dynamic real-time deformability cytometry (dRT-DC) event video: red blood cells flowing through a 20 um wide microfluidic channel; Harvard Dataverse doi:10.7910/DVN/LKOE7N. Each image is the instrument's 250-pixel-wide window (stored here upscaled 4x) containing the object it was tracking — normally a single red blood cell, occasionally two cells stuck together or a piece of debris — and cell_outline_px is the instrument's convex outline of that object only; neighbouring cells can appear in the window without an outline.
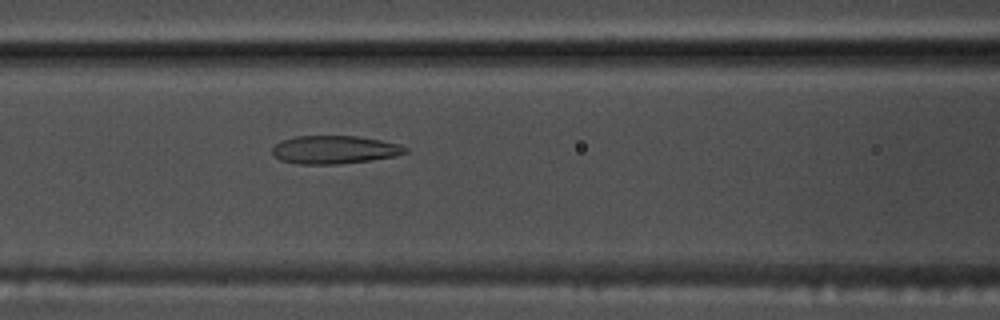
{"species": "common noctule bat (a hibernating species)", "species_latin": "Nyctalus noctula", "temperature_condition": "warm", "stored_images_in_passage": 53, "camera_frame_rate_fps": 3000, "um_per_image_px": 0.085, "animal": {"sex": "male", "body_mass_g": 17.5, "forearm_length_mm": 52.3}, "frame": {"image": 1, "passage_image": 23, "time_ms": 7.333, "image_size_px": [1000, 320], "cell_outline_px": [[408, 152], [396, 156], [372, 160], [336, 164], [296, 164], [280, 160], [272, 152], [272, 148], [280, 140], [296, 136], [356, 136], [380, 140], [400, 144], [408, 148]], "centroid_in_image_um": [28.44, 12.72], "position_along_channel_um": 138.2, "area_um2": 21.91}}
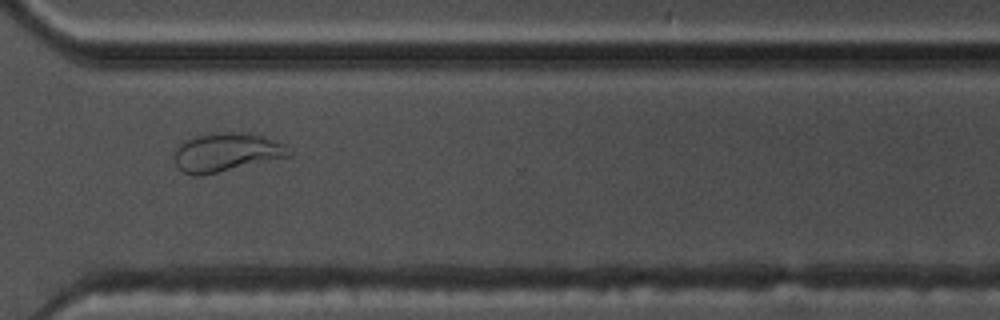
{"frame": {"image": 2, "passage_image": 40, "time_ms": 13.0, "image_size_px": [1000, 320], "cell_outline_px": [[292, 156], [200, 176], [196, 176], [184, 172], [176, 164], [172, 156], [176, 148], [184, 140], [196, 136], [216, 132], [244, 132], [264, 136], [284, 144], [292, 152]], "centroid_in_image_um": [19.24, 12.94], "position_along_channel_um": 351.4, "area_um2": 25.95}}
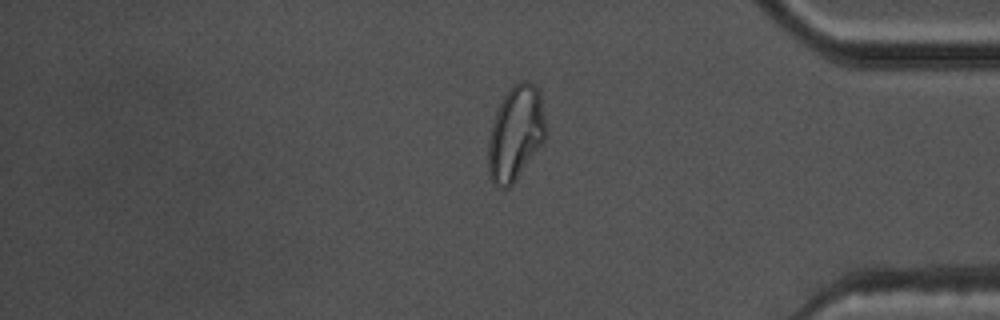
{"frame": {"image": 3, "passage_image": 45, "time_ms": 14.667, "image_size_px": [1000, 320], "cell_outline_px": [[544, 140], [512, 184], [508, 188], [500, 188], [492, 184], [488, 172], [488, 144], [492, 124], [496, 112], [508, 88], [512, 84], [520, 80], [524, 80], [536, 84], [540, 92], [544, 120]], "centroid_in_image_um": [43.8, 11.3], "position_along_channel_um": 391.4, "area_um2": 31.39}}